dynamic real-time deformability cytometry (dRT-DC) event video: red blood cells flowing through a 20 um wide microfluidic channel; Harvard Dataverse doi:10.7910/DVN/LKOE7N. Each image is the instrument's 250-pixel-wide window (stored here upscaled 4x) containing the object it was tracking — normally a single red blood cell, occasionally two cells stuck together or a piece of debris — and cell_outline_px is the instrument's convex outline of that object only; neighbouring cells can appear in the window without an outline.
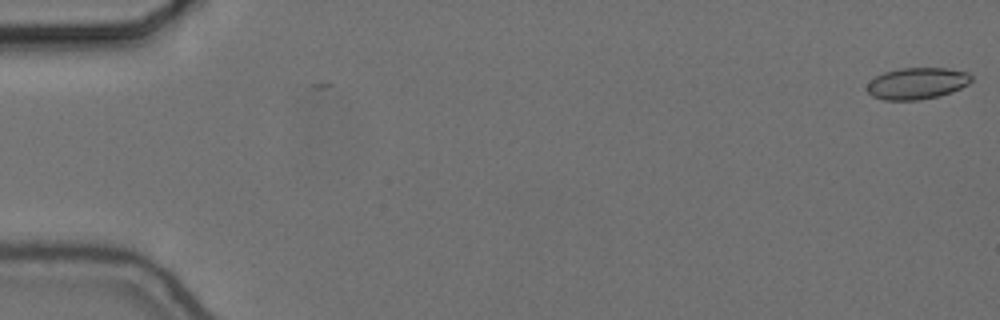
{"species": "common noctule bat (a hibernating species)", "species_latin": "Nyctalus noctula", "temperature_condition": "cold", "stored_images_in_passage": 4, "camera_frame_rate_fps": 3000, "um_per_image_px": 0.085, "animal": {"sex": "female", "body_mass_g": 24.6, "forearm_length_mm": 56.2}, "frame": {"image": 1, "passage_image": 4, "time_ms": 1.0, "image_size_px": [1000, 320], "cell_outline_px": [[972, 80], [968, 84], [952, 92], [940, 96], [916, 100], [884, 100], [872, 96], [868, 92], [868, 84], [876, 76], [884, 72], [900, 68], [948, 68], [968, 72], [972, 76]], "centroid_in_image_um": [77.98, 7.08], "position_along_channel_um": 7.0, "area_um2": 19.19}}